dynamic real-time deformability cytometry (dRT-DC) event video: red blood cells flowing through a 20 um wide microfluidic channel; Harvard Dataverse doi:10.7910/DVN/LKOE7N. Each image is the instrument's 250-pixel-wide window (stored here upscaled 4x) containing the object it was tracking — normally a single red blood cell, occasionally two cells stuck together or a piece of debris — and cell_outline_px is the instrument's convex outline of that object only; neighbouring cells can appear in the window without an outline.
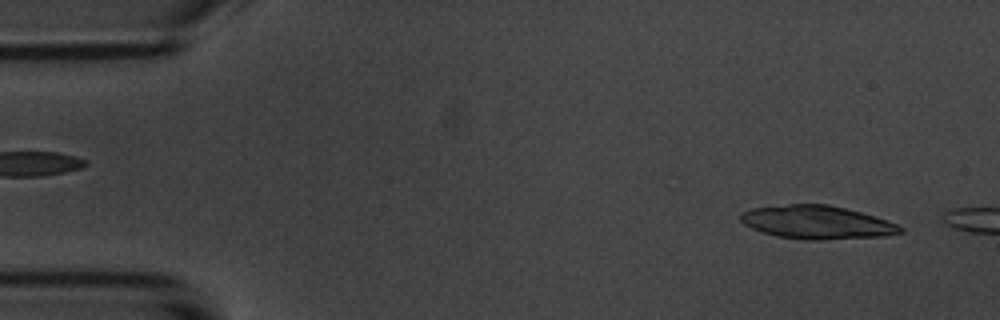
{"species": "common noctule bat (a hibernating species)", "species_latin": "Nyctalus noctula", "temperature_condition": "room temperature", "stored_images_in_passage": 6, "camera_frame_rate_fps": 3000, "um_per_image_px": 0.085, "animal": {"sex": "male", "body_mass_g": 20.1, "forearm_length_mm": 53.5}, "frame": {"image": 1, "passage_image": 3, "time_ms": 0.667, "image_size_px": [1000, 320], "cell_outline_px": [[904, 232], [884, 236], [820, 240], [804, 240], [776, 236], [752, 228], [744, 224], [740, 220], [740, 216], [744, 212], [752, 208], [788, 204], [828, 204], [860, 212], [888, 220], [904, 228]], "centroid_in_image_um": [69.46, 18.9], "position_along_channel_um": 15.5, "area_um2": 30.92}}